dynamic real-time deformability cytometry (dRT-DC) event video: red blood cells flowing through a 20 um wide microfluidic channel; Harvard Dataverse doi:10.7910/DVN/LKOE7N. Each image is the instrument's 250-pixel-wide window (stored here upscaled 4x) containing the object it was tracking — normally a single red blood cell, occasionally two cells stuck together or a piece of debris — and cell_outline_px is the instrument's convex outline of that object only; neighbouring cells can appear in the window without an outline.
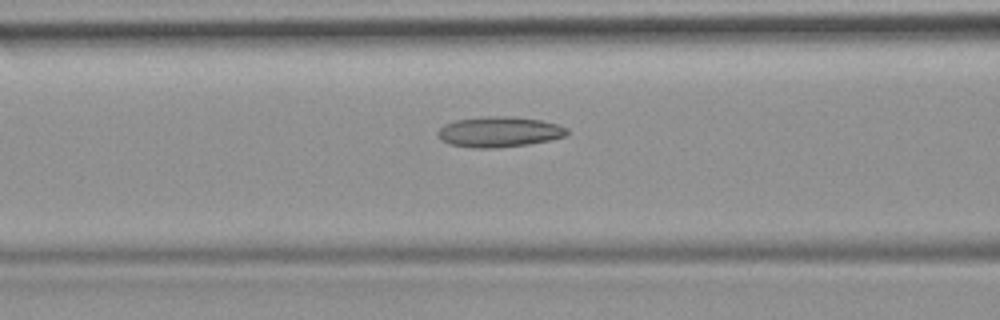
{"species": "common noctule bat (a hibernating species)", "species_latin": "Nyctalus noctula", "temperature_condition": "room temperature", "stored_images_in_passage": 35, "camera_frame_rate_fps": 3000, "um_per_image_px": 0.085, "animal": {"sex": "female", "body_mass_g": 19.9}, "frame": {"image": 1, "passage_image": 11, "time_ms": 3.333, "image_size_px": [1000, 320], "cell_outline_px": [[568, 132], [564, 136], [548, 140], [528, 144], [496, 148], [472, 148], [448, 144], [440, 140], [436, 132], [444, 124], [456, 120], [484, 116], [508, 116], [540, 120], [556, 124], [568, 128]], "centroid_in_image_um": [42.37, 11.21], "position_along_channel_um": 124.2, "area_um2": 22.95}}
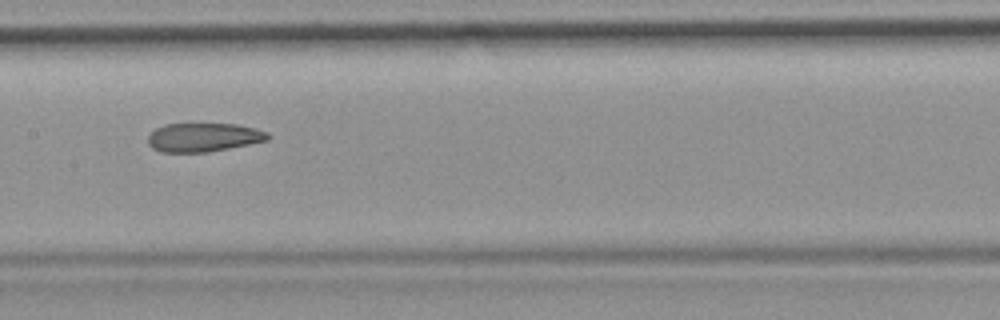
{"frame": {"image": 2, "passage_image": 16, "time_ms": 5.0, "image_size_px": [1000, 320], "cell_outline_px": [[272, 136], [268, 140], [208, 152], [160, 152], [152, 148], [148, 144], [148, 136], [156, 128], [164, 124], [236, 124], [256, 128], [268, 132]], "centroid_in_image_um": [17.3, 11.67], "position_along_channel_um": 190.1, "area_um2": 20.11}}